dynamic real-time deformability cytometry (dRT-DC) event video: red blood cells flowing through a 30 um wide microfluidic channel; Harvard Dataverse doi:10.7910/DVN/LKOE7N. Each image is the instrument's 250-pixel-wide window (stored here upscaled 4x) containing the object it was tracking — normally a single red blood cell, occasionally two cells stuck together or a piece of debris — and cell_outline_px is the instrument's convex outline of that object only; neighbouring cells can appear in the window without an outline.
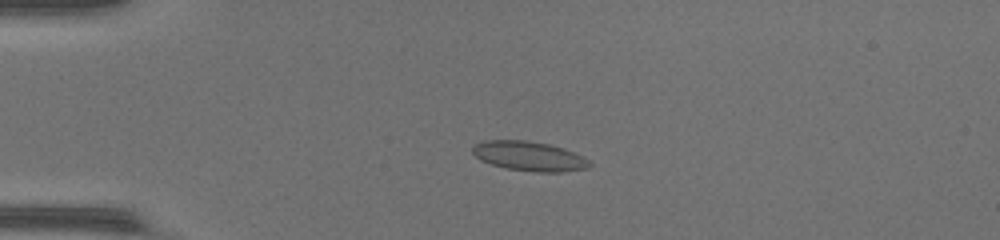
{"species": "common noctule bat (a hibernating species)", "species_latin": "Nyctalus noctula", "temperature_condition": "warm", "stored_images_in_passage": 40, "camera_frame_rate_fps": 3000, "um_per_image_px": 0.085, "animal": {"sex": "female", "body_mass_g": 17.0, "forearm_length_mm": 48.0}, "frame": {"image": 1, "passage_image": 1, "time_ms": 0.0, "image_size_px": [1000, 240], "cell_outline_px": [[592, 164], [588, 168], [560, 172], [536, 172], [504, 168], [480, 160], [472, 152], [472, 148], [476, 144], [484, 140], [524, 140], [548, 144], [564, 148], [584, 156]], "centroid_in_image_um": [44.99, 13.27], "position_along_channel_um": 40.0, "area_um2": 20.17}}
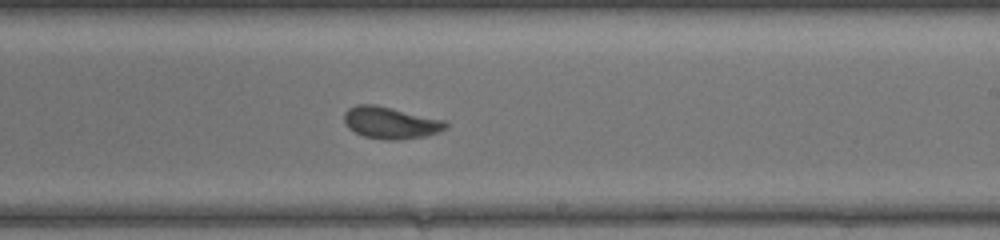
{"frame": {"image": 2, "passage_image": 20, "time_ms": 6.333, "image_size_px": [1000, 240], "cell_outline_px": [[448, 128], [424, 136], [396, 140], [388, 140], [364, 136], [348, 128], [344, 120], [344, 112], [348, 108], [356, 104], [376, 104], [444, 120], [448, 124]], "centroid_in_image_um": [33.17, 10.42], "position_along_channel_um": 255.8, "area_um2": 18.79}}
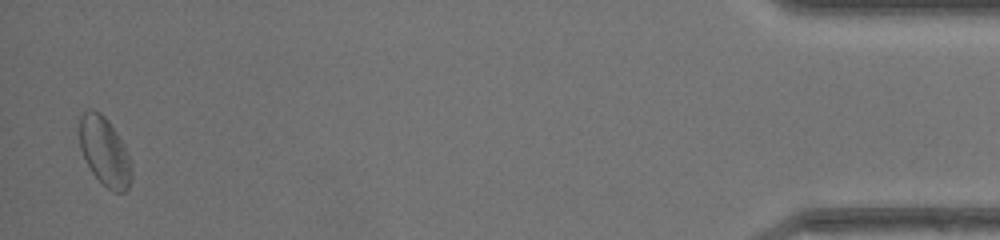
{"frame": {"image": 3, "passage_image": 39, "time_ms": 12.667, "image_size_px": [1000, 240], "cell_outline_px": [[132, 176], [128, 188], [124, 192], [112, 192], [92, 172], [80, 148], [80, 116], [88, 108], [92, 108], [100, 112], [108, 120], [124, 144], [132, 164]], "centroid_in_image_um": [8.91, 12.86], "position_along_channel_um": 426.3, "area_um2": 20.75}}